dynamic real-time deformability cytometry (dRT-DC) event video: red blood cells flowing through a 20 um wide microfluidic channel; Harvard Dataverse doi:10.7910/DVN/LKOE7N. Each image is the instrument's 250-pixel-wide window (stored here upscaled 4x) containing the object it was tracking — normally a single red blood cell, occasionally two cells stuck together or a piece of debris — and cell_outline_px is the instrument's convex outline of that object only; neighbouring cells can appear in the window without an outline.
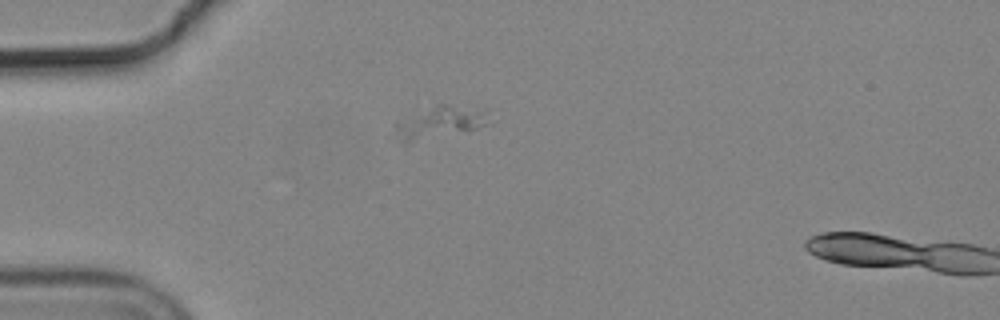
{"species": "common noctule bat (a hibernating species)", "species_latin": "Nyctalus noctula", "temperature_condition": "cold", "stored_images_in_passage": 41, "camera_frame_rate_fps": 3000, "um_per_image_px": 0.085, "animal": {"sex": "male", "body_mass_g": 19.2, "forearm_length_mm": 51.8}, "frame": {"image": 1, "passage_image": 1, "time_ms": 0.0, "image_size_px": [1000, 320], "cell_outline_px": [[488, 124], [468, 132], [404, 148], [388, 140], [392, 124], [396, 120], [436, 104], [448, 104], [488, 108]], "centroid_in_image_um": [37.14, 10.54], "position_along_channel_um": 47.9, "area_um2": 20.52}}
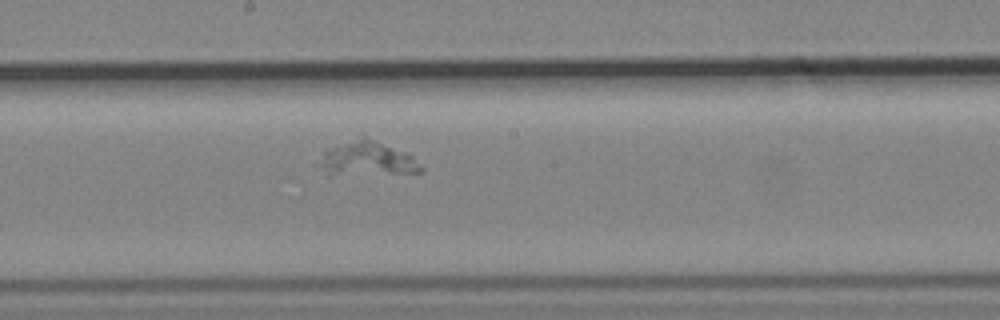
{"frame": {"image": 2, "passage_image": 18, "time_ms": 5.667, "image_size_px": [1000, 320], "cell_outline_px": [[424, 172], [332, 176], [328, 176], [320, 164], [324, 152], [332, 148], [364, 136], [404, 152], [412, 156], [424, 168]], "centroid_in_image_um": [31.24, 13.55], "position_along_channel_um": 217.0, "area_um2": 19.94}}
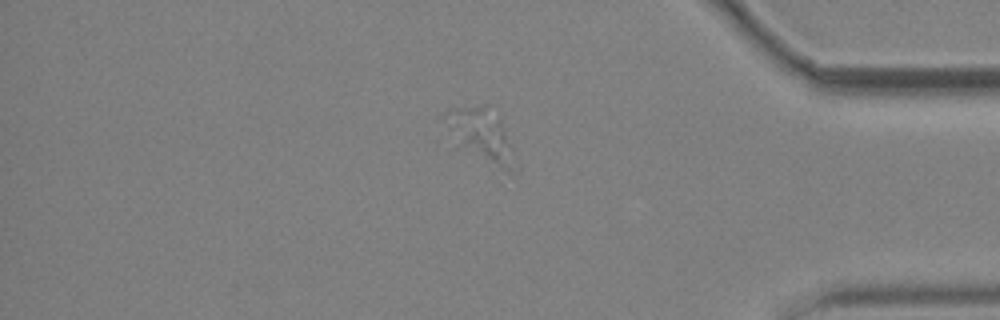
{"frame": {"image": 3, "passage_image": 35, "time_ms": 11.333, "image_size_px": [1000, 320], "cell_outline_px": [[520, 168], [516, 172], [508, 172], [460, 144], [456, 112], [460, 108], [480, 108], [500, 116]], "centroid_in_image_um": [41.35, 11.68], "position_along_channel_um": 393.8, "area_um2": 17.86}}